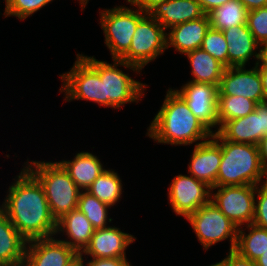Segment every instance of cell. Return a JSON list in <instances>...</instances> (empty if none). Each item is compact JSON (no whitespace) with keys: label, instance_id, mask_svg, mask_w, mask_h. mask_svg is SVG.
Masks as SVG:
<instances>
[{"label":"cell","instance_id":"1","mask_svg":"<svg viewBox=\"0 0 267 266\" xmlns=\"http://www.w3.org/2000/svg\"><path fill=\"white\" fill-rule=\"evenodd\" d=\"M19 171L6 188L0 209L27 241L55 236L57 221L42 185L23 165Z\"/></svg>","mask_w":267,"mask_h":266},{"label":"cell","instance_id":"2","mask_svg":"<svg viewBox=\"0 0 267 266\" xmlns=\"http://www.w3.org/2000/svg\"><path fill=\"white\" fill-rule=\"evenodd\" d=\"M146 129L145 136L154 143L180 147L205 142L213 134L172 87L166 90L162 105Z\"/></svg>","mask_w":267,"mask_h":266},{"label":"cell","instance_id":"3","mask_svg":"<svg viewBox=\"0 0 267 266\" xmlns=\"http://www.w3.org/2000/svg\"><path fill=\"white\" fill-rule=\"evenodd\" d=\"M100 75L102 81V106L112 110H121L126 104H138L146 96L149 88L145 82L134 79L142 76V71L129 63L119 59L108 61L98 60L95 56L79 53ZM127 71L124 72V69ZM131 72L132 74H129ZM132 75V76H131Z\"/></svg>","mask_w":267,"mask_h":266},{"label":"cell","instance_id":"4","mask_svg":"<svg viewBox=\"0 0 267 266\" xmlns=\"http://www.w3.org/2000/svg\"><path fill=\"white\" fill-rule=\"evenodd\" d=\"M212 137L221 145L222 152L216 186H257L267 180L257 145L227 141L217 133Z\"/></svg>","mask_w":267,"mask_h":266},{"label":"cell","instance_id":"5","mask_svg":"<svg viewBox=\"0 0 267 266\" xmlns=\"http://www.w3.org/2000/svg\"><path fill=\"white\" fill-rule=\"evenodd\" d=\"M23 166L42 185L50 212L56 221L77 209L81 190L58 161L30 160L27 157Z\"/></svg>","mask_w":267,"mask_h":266},{"label":"cell","instance_id":"6","mask_svg":"<svg viewBox=\"0 0 267 266\" xmlns=\"http://www.w3.org/2000/svg\"><path fill=\"white\" fill-rule=\"evenodd\" d=\"M121 5L99 10V26L104 36V44L109 49L112 59H120L131 45L138 22L147 14L136 7L130 0Z\"/></svg>","mask_w":267,"mask_h":266},{"label":"cell","instance_id":"7","mask_svg":"<svg viewBox=\"0 0 267 266\" xmlns=\"http://www.w3.org/2000/svg\"><path fill=\"white\" fill-rule=\"evenodd\" d=\"M185 221L189 222L205 252L223 241L229 242V251L235 249L239 228L211 201L190 214Z\"/></svg>","mask_w":267,"mask_h":266},{"label":"cell","instance_id":"8","mask_svg":"<svg viewBox=\"0 0 267 266\" xmlns=\"http://www.w3.org/2000/svg\"><path fill=\"white\" fill-rule=\"evenodd\" d=\"M167 51L165 28L149 13L139 22L133 34L129 50L119 59L144 71Z\"/></svg>","mask_w":267,"mask_h":266},{"label":"cell","instance_id":"9","mask_svg":"<svg viewBox=\"0 0 267 266\" xmlns=\"http://www.w3.org/2000/svg\"><path fill=\"white\" fill-rule=\"evenodd\" d=\"M72 67L58 74L62 82L59 93L63 101L84 100L102 106V81L99 73L77 52Z\"/></svg>","mask_w":267,"mask_h":266},{"label":"cell","instance_id":"10","mask_svg":"<svg viewBox=\"0 0 267 266\" xmlns=\"http://www.w3.org/2000/svg\"><path fill=\"white\" fill-rule=\"evenodd\" d=\"M256 185L216 186L210 201L236 226L253 224Z\"/></svg>","mask_w":267,"mask_h":266},{"label":"cell","instance_id":"11","mask_svg":"<svg viewBox=\"0 0 267 266\" xmlns=\"http://www.w3.org/2000/svg\"><path fill=\"white\" fill-rule=\"evenodd\" d=\"M167 204L176 216L186 219L211 198V187L189 174L175 175L168 184Z\"/></svg>","mask_w":267,"mask_h":266},{"label":"cell","instance_id":"12","mask_svg":"<svg viewBox=\"0 0 267 266\" xmlns=\"http://www.w3.org/2000/svg\"><path fill=\"white\" fill-rule=\"evenodd\" d=\"M173 89L185 100L192 114L212 133H216L218 86L186 81L180 88Z\"/></svg>","mask_w":267,"mask_h":266},{"label":"cell","instance_id":"13","mask_svg":"<svg viewBox=\"0 0 267 266\" xmlns=\"http://www.w3.org/2000/svg\"><path fill=\"white\" fill-rule=\"evenodd\" d=\"M218 96H241L264 102L262 79L258 63L254 66L225 67L218 87Z\"/></svg>","mask_w":267,"mask_h":266},{"label":"cell","instance_id":"14","mask_svg":"<svg viewBox=\"0 0 267 266\" xmlns=\"http://www.w3.org/2000/svg\"><path fill=\"white\" fill-rule=\"evenodd\" d=\"M136 240L135 235L112 224L95 229L89 244L80 254L87 258H127L126 251Z\"/></svg>","mask_w":267,"mask_h":266},{"label":"cell","instance_id":"15","mask_svg":"<svg viewBox=\"0 0 267 266\" xmlns=\"http://www.w3.org/2000/svg\"><path fill=\"white\" fill-rule=\"evenodd\" d=\"M78 253L56 236L27 242L23 266H65Z\"/></svg>","mask_w":267,"mask_h":266},{"label":"cell","instance_id":"16","mask_svg":"<svg viewBox=\"0 0 267 266\" xmlns=\"http://www.w3.org/2000/svg\"><path fill=\"white\" fill-rule=\"evenodd\" d=\"M222 32L228 43V67L256 65L262 59V47L255 41L247 24L233 26Z\"/></svg>","mask_w":267,"mask_h":266},{"label":"cell","instance_id":"17","mask_svg":"<svg viewBox=\"0 0 267 266\" xmlns=\"http://www.w3.org/2000/svg\"><path fill=\"white\" fill-rule=\"evenodd\" d=\"M221 158V145L211 137L207 141L193 146L186 171L211 188L216 187Z\"/></svg>","mask_w":267,"mask_h":266},{"label":"cell","instance_id":"18","mask_svg":"<svg viewBox=\"0 0 267 266\" xmlns=\"http://www.w3.org/2000/svg\"><path fill=\"white\" fill-rule=\"evenodd\" d=\"M210 27V18L206 14L198 19L171 27L166 31L167 50L173 49L184 56L188 52L201 48Z\"/></svg>","mask_w":267,"mask_h":266},{"label":"cell","instance_id":"19","mask_svg":"<svg viewBox=\"0 0 267 266\" xmlns=\"http://www.w3.org/2000/svg\"><path fill=\"white\" fill-rule=\"evenodd\" d=\"M94 231L95 228L84 213L76 209L57 220L55 236L77 253H81L89 244Z\"/></svg>","mask_w":267,"mask_h":266},{"label":"cell","instance_id":"20","mask_svg":"<svg viewBox=\"0 0 267 266\" xmlns=\"http://www.w3.org/2000/svg\"><path fill=\"white\" fill-rule=\"evenodd\" d=\"M100 155L88 151H77L70 160L61 159L58 162L68 172L70 178L81 191H86L93 181L106 169Z\"/></svg>","mask_w":267,"mask_h":266},{"label":"cell","instance_id":"21","mask_svg":"<svg viewBox=\"0 0 267 266\" xmlns=\"http://www.w3.org/2000/svg\"><path fill=\"white\" fill-rule=\"evenodd\" d=\"M149 14L167 31L171 27L205 15L197 0H167L154 7Z\"/></svg>","mask_w":267,"mask_h":266},{"label":"cell","instance_id":"22","mask_svg":"<svg viewBox=\"0 0 267 266\" xmlns=\"http://www.w3.org/2000/svg\"><path fill=\"white\" fill-rule=\"evenodd\" d=\"M27 242L0 209V266H23Z\"/></svg>","mask_w":267,"mask_h":266},{"label":"cell","instance_id":"23","mask_svg":"<svg viewBox=\"0 0 267 266\" xmlns=\"http://www.w3.org/2000/svg\"><path fill=\"white\" fill-rule=\"evenodd\" d=\"M222 139L236 143L259 145L261 141L260 115H249L225 121L216 132Z\"/></svg>","mask_w":267,"mask_h":266},{"label":"cell","instance_id":"24","mask_svg":"<svg viewBox=\"0 0 267 266\" xmlns=\"http://www.w3.org/2000/svg\"><path fill=\"white\" fill-rule=\"evenodd\" d=\"M189 63L191 82L207 83L219 87L225 66L201 48L184 55Z\"/></svg>","mask_w":267,"mask_h":266},{"label":"cell","instance_id":"25","mask_svg":"<svg viewBox=\"0 0 267 266\" xmlns=\"http://www.w3.org/2000/svg\"><path fill=\"white\" fill-rule=\"evenodd\" d=\"M115 170L107 167L86 190L114 209L124 196L122 177Z\"/></svg>","mask_w":267,"mask_h":266},{"label":"cell","instance_id":"26","mask_svg":"<svg viewBox=\"0 0 267 266\" xmlns=\"http://www.w3.org/2000/svg\"><path fill=\"white\" fill-rule=\"evenodd\" d=\"M234 251L255 262L267 251V229L254 224L239 227Z\"/></svg>","mask_w":267,"mask_h":266},{"label":"cell","instance_id":"27","mask_svg":"<svg viewBox=\"0 0 267 266\" xmlns=\"http://www.w3.org/2000/svg\"><path fill=\"white\" fill-rule=\"evenodd\" d=\"M247 15L248 10L239 0H230L208 14L211 28L221 31L246 24Z\"/></svg>","mask_w":267,"mask_h":266},{"label":"cell","instance_id":"28","mask_svg":"<svg viewBox=\"0 0 267 266\" xmlns=\"http://www.w3.org/2000/svg\"><path fill=\"white\" fill-rule=\"evenodd\" d=\"M77 209L84 213L95 229L108 227L114 220L109 213L111 206L87 191L80 192Z\"/></svg>","mask_w":267,"mask_h":266},{"label":"cell","instance_id":"29","mask_svg":"<svg viewBox=\"0 0 267 266\" xmlns=\"http://www.w3.org/2000/svg\"><path fill=\"white\" fill-rule=\"evenodd\" d=\"M257 103L248 98L237 96H218V128L225 122L249 115L255 111Z\"/></svg>","mask_w":267,"mask_h":266},{"label":"cell","instance_id":"30","mask_svg":"<svg viewBox=\"0 0 267 266\" xmlns=\"http://www.w3.org/2000/svg\"><path fill=\"white\" fill-rule=\"evenodd\" d=\"M54 0H3V17H15L19 21H25L43 8L49 6Z\"/></svg>","mask_w":267,"mask_h":266},{"label":"cell","instance_id":"31","mask_svg":"<svg viewBox=\"0 0 267 266\" xmlns=\"http://www.w3.org/2000/svg\"><path fill=\"white\" fill-rule=\"evenodd\" d=\"M227 44L223 32L210 27L203 39L201 49L208 52L225 67H228Z\"/></svg>","mask_w":267,"mask_h":266},{"label":"cell","instance_id":"32","mask_svg":"<svg viewBox=\"0 0 267 266\" xmlns=\"http://www.w3.org/2000/svg\"><path fill=\"white\" fill-rule=\"evenodd\" d=\"M246 24L255 41L263 48L267 44V7L248 11Z\"/></svg>","mask_w":267,"mask_h":266},{"label":"cell","instance_id":"33","mask_svg":"<svg viewBox=\"0 0 267 266\" xmlns=\"http://www.w3.org/2000/svg\"><path fill=\"white\" fill-rule=\"evenodd\" d=\"M253 224L267 229V180L256 186Z\"/></svg>","mask_w":267,"mask_h":266},{"label":"cell","instance_id":"34","mask_svg":"<svg viewBox=\"0 0 267 266\" xmlns=\"http://www.w3.org/2000/svg\"><path fill=\"white\" fill-rule=\"evenodd\" d=\"M214 264L216 266H256L254 261L240 256L234 250L228 251L223 259Z\"/></svg>","mask_w":267,"mask_h":266},{"label":"cell","instance_id":"35","mask_svg":"<svg viewBox=\"0 0 267 266\" xmlns=\"http://www.w3.org/2000/svg\"><path fill=\"white\" fill-rule=\"evenodd\" d=\"M84 266H125L128 258H86L83 257Z\"/></svg>","mask_w":267,"mask_h":266},{"label":"cell","instance_id":"36","mask_svg":"<svg viewBox=\"0 0 267 266\" xmlns=\"http://www.w3.org/2000/svg\"><path fill=\"white\" fill-rule=\"evenodd\" d=\"M257 115H260L261 123V139L267 135V102L258 103L255 111Z\"/></svg>","mask_w":267,"mask_h":266},{"label":"cell","instance_id":"37","mask_svg":"<svg viewBox=\"0 0 267 266\" xmlns=\"http://www.w3.org/2000/svg\"><path fill=\"white\" fill-rule=\"evenodd\" d=\"M136 7L144 11L145 13H149L154 7L162 2L167 0H130Z\"/></svg>","mask_w":267,"mask_h":266},{"label":"cell","instance_id":"38","mask_svg":"<svg viewBox=\"0 0 267 266\" xmlns=\"http://www.w3.org/2000/svg\"><path fill=\"white\" fill-rule=\"evenodd\" d=\"M197 1L200 3L205 14L208 15L211 11L229 2L230 0H197Z\"/></svg>","mask_w":267,"mask_h":266},{"label":"cell","instance_id":"39","mask_svg":"<svg viewBox=\"0 0 267 266\" xmlns=\"http://www.w3.org/2000/svg\"><path fill=\"white\" fill-rule=\"evenodd\" d=\"M258 70L262 79L263 91H264V102H267V61L261 59L258 62Z\"/></svg>","mask_w":267,"mask_h":266},{"label":"cell","instance_id":"40","mask_svg":"<svg viewBox=\"0 0 267 266\" xmlns=\"http://www.w3.org/2000/svg\"><path fill=\"white\" fill-rule=\"evenodd\" d=\"M258 147L261 165L267 171V135L261 139Z\"/></svg>","mask_w":267,"mask_h":266},{"label":"cell","instance_id":"41","mask_svg":"<svg viewBox=\"0 0 267 266\" xmlns=\"http://www.w3.org/2000/svg\"><path fill=\"white\" fill-rule=\"evenodd\" d=\"M248 11L267 7V0H239Z\"/></svg>","mask_w":267,"mask_h":266},{"label":"cell","instance_id":"42","mask_svg":"<svg viewBox=\"0 0 267 266\" xmlns=\"http://www.w3.org/2000/svg\"><path fill=\"white\" fill-rule=\"evenodd\" d=\"M65 266H84V260L80 253H78L70 262Z\"/></svg>","mask_w":267,"mask_h":266},{"label":"cell","instance_id":"43","mask_svg":"<svg viewBox=\"0 0 267 266\" xmlns=\"http://www.w3.org/2000/svg\"><path fill=\"white\" fill-rule=\"evenodd\" d=\"M256 266H267V251L263 252L261 256L255 261Z\"/></svg>","mask_w":267,"mask_h":266},{"label":"cell","instance_id":"44","mask_svg":"<svg viewBox=\"0 0 267 266\" xmlns=\"http://www.w3.org/2000/svg\"><path fill=\"white\" fill-rule=\"evenodd\" d=\"M75 1H78L79 6L81 7L82 12L85 11V9L87 8L88 3H90L89 2L90 0H75ZM124 1H126V0H124Z\"/></svg>","mask_w":267,"mask_h":266},{"label":"cell","instance_id":"45","mask_svg":"<svg viewBox=\"0 0 267 266\" xmlns=\"http://www.w3.org/2000/svg\"><path fill=\"white\" fill-rule=\"evenodd\" d=\"M262 59L267 61V44L262 48Z\"/></svg>","mask_w":267,"mask_h":266},{"label":"cell","instance_id":"46","mask_svg":"<svg viewBox=\"0 0 267 266\" xmlns=\"http://www.w3.org/2000/svg\"><path fill=\"white\" fill-rule=\"evenodd\" d=\"M125 266H133L132 263L129 261Z\"/></svg>","mask_w":267,"mask_h":266},{"label":"cell","instance_id":"47","mask_svg":"<svg viewBox=\"0 0 267 266\" xmlns=\"http://www.w3.org/2000/svg\"><path fill=\"white\" fill-rule=\"evenodd\" d=\"M207 266V265H206ZM208 266H216L214 263H211L210 265H208Z\"/></svg>","mask_w":267,"mask_h":266}]
</instances>
